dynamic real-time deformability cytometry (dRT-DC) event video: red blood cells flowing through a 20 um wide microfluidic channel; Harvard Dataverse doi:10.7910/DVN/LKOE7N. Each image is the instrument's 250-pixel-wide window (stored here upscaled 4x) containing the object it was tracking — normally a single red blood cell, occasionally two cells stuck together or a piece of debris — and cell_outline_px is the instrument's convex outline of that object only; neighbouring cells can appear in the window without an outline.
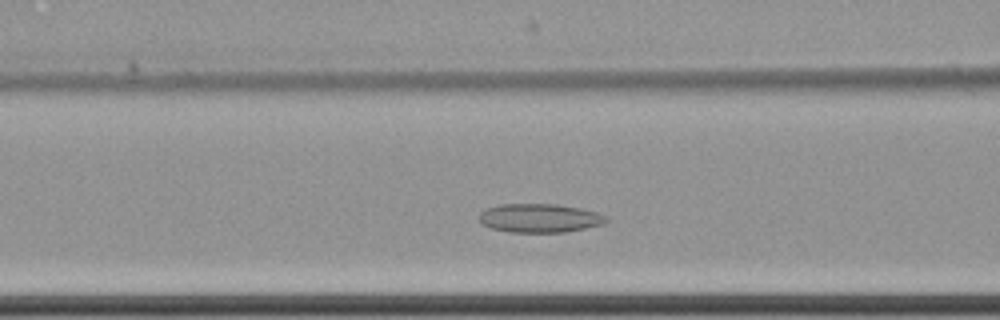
{"species": "common noctule bat (a hibernating species)", "species_latin": "Nyctalus noctula", "temperature_condition": "cold", "stored_images_in_passage": 41, "camera_frame_rate_fps": 3000, "um_per_image_px": 0.085, "animal": {"sex": "female", "body_mass_g": 22.7, "forearm_length_mm": 54.2}, "frame": {"image": 1, "passage_image": 14, "time_ms": 4.333, "image_size_px": [1000, 320], "cell_outline_px": [[608, 220], [604, 224], [564, 232], [508, 232], [492, 228], [480, 224], [480, 212], [488, 208], [500, 204], [556, 204], [580, 208], [596, 212], [608, 216]], "centroid_in_image_um": [45.87, 18.54], "position_along_channel_um": 120.7, "area_um2": 21.27}}
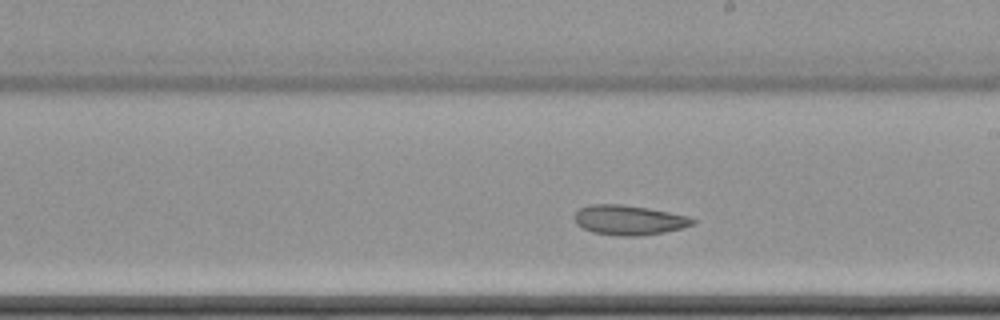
{"frame": {"image": 2, "passage_image": 24, "time_ms": 7.667, "image_size_px": [1000, 320], "cell_outline_px": [[696, 220], [692, 224], [680, 228], [664, 232], [640, 236], [620, 236], [592, 232], [576, 224], [576, 212], [580, 208], [588, 204], [620, 204], [648, 208], [688, 216]], "centroid_in_image_um": [53.44, 18.7], "position_along_channel_um": 235.6, "area_um2": 20.29}}
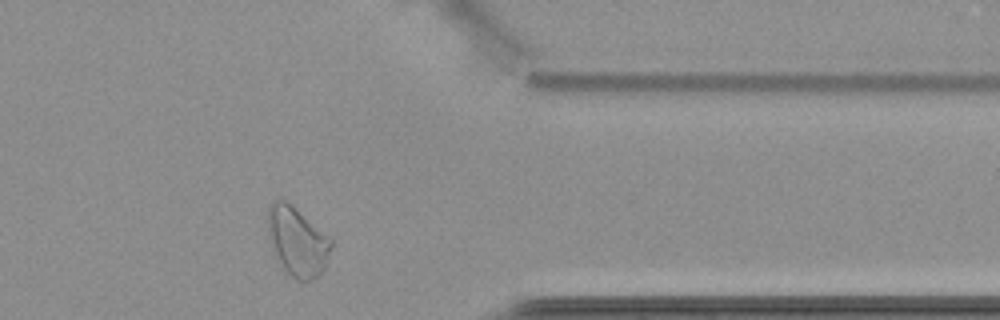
{"frame": {"image": 3, "passage_image": 38, "time_ms": 12.333, "image_size_px": [1000, 320], "cell_outline_px": [[332, 248], [324, 268], [312, 280], [296, 280], [284, 268], [272, 248], [268, 232], [268, 208], [272, 200], [284, 200], [292, 204], [332, 240]], "centroid_in_image_um": [25.27, 20.49], "position_along_channel_um": 386.1, "area_um2": 25.03}, "authors_computed_cell_mechanics": {"area_um2": 21.7328, "velocity_mm_per_s": 3.4508, "shape_relaxation_time_tau1_ms": null, "shape_relaxation_time_tau2_ms": 4.0433, "deformation_change_tau1": null, "deformation_change_tau2": 0.096}}